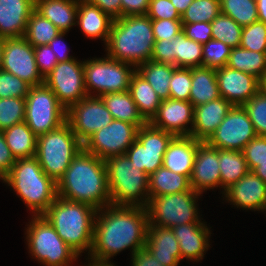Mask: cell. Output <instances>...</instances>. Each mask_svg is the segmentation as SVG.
Masks as SVG:
<instances>
[{"instance_id":"41","label":"cell","mask_w":266,"mask_h":266,"mask_svg":"<svg viewBox=\"0 0 266 266\" xmlns=\"http://www.w3.org/2000/svg\"><path fill=\"white\" fill-rule=\"evenodd\" d=\"M221 13L220 0H193L181 16L182 23H211Z\"/></svg>"},{"instance_id":"8","label":"cell","mask_w":266,"mask_h":266,"mask_svg":"<svg viewBox=\"0 0 266 266\" xmlns=\"http://www.w3.org/2000/svg\"><path fill=\"white\" fill-rule=\"evenodd\" d=\"M33 217L25 233L32 256L45 266H70L79 255L61 239L43 215Z\"/></svg>"},{"instance_id":"50","label":"cell","mask_w":266,"mask_h":266,"mask_svg":"<svg viewBox=\"0 0 266 266\" xmlns=\"http://www.w3.org/2000/svg\"><path fill=\"white\" fill-rule=\"evenodd\" d=\"M147 16L157 20H181V16L170 0H150Z\"/></svg>"},{"instance_id":"6","label":"cell","mask_w":266,"mask_h":266,"mask_svg":"<svg viewBox=\"0 0 266 266\" xmlns=\"http://www.w3.org/2000/svg\"><path fill=\"white\" fill-rule=\"evenodd\" d=\"M111 205L146 207L149 202V176L132 167L124 155L105 160Z\"/></svg>"},{"instance_id":"4","label":"cell","mask_w":266,"mask_h":266,"mask_svg":"<svg viewBox=\"0 0 266 266\" xmlns=\"http://www.w3.org/2000/svg\"><path fill=\"white\" fill-rule=\"evenodd\" d=\"M96 213L97 210L88 204L57 196L43 216L61 239L81 255L84 250L91 251Z\"/></svg>"},{"instance_id":"13","label":"cell","mask_w":266,"mask_h":266,"mask_svg":"<svg viewBox=\"0 0 266 266\" xmlns=\"http://www.w3.org/2000/svg\"><path fill=\"white\" fill-rule=\"evenodd\" d=\"M44 83L56 95L59 103L68 110L86 96L83 62L75 58L59 62L44 78Z\"/></svg>"},{"instance_id":"64","label":"cell","mask_w":266,"mask_h":266,"mask_svg":"<svg viewBox=\"0 0 266 266\" xmlns=\"http://www.w3.org/2000/svg\"><path fill=\"white\" fill-rule=\"evenodd\" d=\"M3 51H4V38L0 37V69H1Z\"/></svg>"},{"instance_id":"55","label":"cell","mask_w":266,"mask_h":266,"mask_svg":"<svg viewBox=\"0 0 266 266\" xmlns=\"http://www.w3.org/2000/svg\"><path fill=\"white\" fill-rule=\"evenodd\" d=\"M87 3L98 6L112 19L121 18V0H84Z\"/></svg>"},{"instance_id":"31","label":"cell","mask_w":266,"mask_h":266,"mask_svg":"<svg viewBox=\"0 0 266 266\" xmlns=\"http://www.w3.org/2000/svg\"><path fill=\"white\" fill-rule=\"evenodd\" d=\"M112 118L136 125L138 128L147 122L138 112L136 103L129 91L106 93L100 96Z\"/></svg>"},{"instance_id":"1","label":"cell","mask_w":266,"mask_h":266,"mask_svg":"<svg viewBox=\"0 0 266 266\" xmlns=\"http://www.w3.org/2000/svg\"><path fill=\"white\" fill-rule=\"evenodd\" d=\"M148 225L146 207L110 204L97 210L88 259L110 262L111 257L130 247L135 254L145 248Z\"/></svg>"},{"instance_id":"56","label":"cell","mask_w":266,"mask_h":266,"mask_svg":"<svg viewBox=\"0 0 266 266\" xmlns=\"http://www.w3.org/2000/svg\"><path fill=\"white\" fill-rule=\"evenodd\" d=\"M15 162L16 159L6 143L4 134L0 131V169L7 174Z\"/></svg>"},{"instance_id":"2","label":"cell","mask_w":266,"mask_h":266,"mask_svg":"<svg viewBox=\"0 0 266 266\" xmlns=\"http://www.w3.org/2000/svg\"><path fill=\"white\" fill-rule=\"evenodd\" d=\"M57 196L96 210L111 204L105 160L82 149L57 182Z\"/></svg>"},{"instance_id":"19","label":"cell","mask_w":266,"mask_h":266,"mask_svg":"<svg viewBox=\"0 0 266 266\" xmlns=\"http://www.w3.org/2000/svg\"><path fill=\"white\" fill-rule=\"evenodd\" d=\"M220 96L233 106H243L258 91V79L250 74L227 66L216 69Z\"/></svg>"},{"instance_id":"20","label":"cell","mask_w":266,"mask_h":266,"mask_svg":"<svg viewBox=\"0 0 266 266\" xmlns=\"http://www.w3.org/2000/svg\"><path fill=\"white\" fill-rule=\"evenodd\" d=\"M190 185L199 194L203 190L221 186L218 148L210 146L207 142L198 145Z\"/></svg>"},{"instance_id":"16","label":"cell","mask_w":266,"mask_h":266,"mask_svg":"<svg viewBox=\"0 0 266 266\" xmlns=\"http://www.w3.org/2000/svg\"><path fill=\"white\" fill-rule=\"evenodd\" d=\"M112 120V115L100 96L93 95H88L72 105L66 114V121L82 143L98 130L108 126Z\"/></svg>"},{"instance_id":"58","label":"cell","mask_w":266,"mask_h":266,"mask_svg":"<svg viewBox=\"0 0 266 266\" xmlns=\"http://www.w3.org/2000/svg\"><path fill=\"white\" fill-rule=\"evenodd\" d=\"M66 34V32H60L54 39H52L50 42H49V46L50 48L53 50V53L55 54V56L57 57V62H65V61H69L71 59H74V57L72 56H68V49L66 47V44H64V41H62L61 43V40L63 39V36ZM60 46L62 45V53L59 52L57 46ZM61 48V47H60ZM67 50V51H65Z\"/></svg>"},{"instance_id":"15","label":"cell","mask_w":266,"mask_h":266,"mask_svg":"<svg viewBox=\"0 0 266 266\" xmlns=\"http://www.w3.org/2000/svg\"><path fill=\"white\" fill-rule=\"evenodd\" d=\"M257 133L243 106H232L216 131L206 141L223 150L242 151Z\"/></svg>"},{"instance_id":"38","label":"cell","mask_w":266,"mask_h":266,"mask_svg":"<svg viewBox=\"0 0 266 266\" xmlns=\"http://www.w3.org/2000/svg\"><path fill=\"white\" fill-rule=\"evenodd\" d=\"M61 31L35 9L30 14L24 38L33 46L48 45Z\"/></svg>"},{"instance_id":"42","label":"cell","mask_w":266,"mask_h":266,"mask_svg":"<svg viewBox=\"0 0 266 266\" xmlns=\"http://www.w3.org/2000/svg\"><path fill=\"white\" fill-rule=\"evenodd\" d=\"M25 98H0V131L24 122Z\"/></svg>"},{"instance_id":"52","label":"cell","mask_w":266,"mask_h":266,"mask_svg":"<svg viewBox=\"0 0 266 266\" xmlns=\"http://www.w3.org/2000/svg\"><path fill=\"white\" fill-rule=\"evenodd\" d=\"M182 32L191 40L205 44L212 39V27L209 22L182 23Z\"/></svg>"},{"instance_id":"32","label":"cell","mask_w":266,"mask_h":266,"mask_svg":"<svg viewBox=\"0 0 266 266\" xmlns=\"http://www.w3.org/2000/svg\"><path fill=\"white\" fill-rule=\"evenodd\" d=\"M149 198L189 191L190 179L161 166L149 175Z\"/></svg>"},{"instance_id":"44","label":"cell","mask_w":266,"mask_h":266,"mask_svg":"<svg viewBox=\"0 0 266 266\" xmlns=\"http://www.w3.org/2000/svg\"><path fill=\"white\" fill-rule=\"evenodd\" d=\"M240 47L266 53V24L261 21L244 26L241 33Z\"/></svg>"},{"instance_id":"9","label":"cell","mask_w":266,"mask_h":266,"mask_svg":"<svg viewBox=\"0 0 266 266\" xmlns=\"http://www.w3.org/2000/svg\"><path fill=\"white\" fill-rule=\"evenodd\" d=\"M198 196L200 194L191 188L181 193L149 198L146 206L149 224L172 228L186 223H199Z\"/></svg>"},{"instance_id":"59","label":"cell","mask_w":266,"mask_h":266,"mask_svg":"<svg viewBox=\"0 0 266 266\" xmlns=\"http://www.w3.org/2000/svg\"><path fill=\"white\" fill-rule=\"evenodd\" d=\"M170 1L175 6L180 16H182L187 7L193 2V0H170Z\"/></svg>"},{"instance_id":"23","label":"cell","mask_w":266,"mask_h":266,"mask_svg":"<svg viewBox=\"0 0 266 266\" xmlns=\"http://www.w3.org/2000/svg\"><path fill=\"white\" fill-rule=\"evenodd\" d=\"M232 104L223 97L194 107V123L190 136L206 142L226 117Z\"/></svg>"},{"instance_id":"12","label":"cell","mask_w":266,"mask_h":266,"mask_svg":"<svg viewBox=\"0 0 266 266\" xmlns=\"http://www.w3.org/2000/svg\"><path fill=\"white\" fill-rule=\"evenodd\" d=\"M174 137L173 134L146 123L138 128L136 139L125 155L132 162V167L149 176L163 166L164 154Z\"/></svg>"},{"instance_id":"3","label":"cell","mask_w":266,"mask_h":266,"mask_svg":"<svg viewBox=\"0 0 266 266\" xmlns=\"http://www.w3.org/2000/svg\"><path fill=\"white\" fill-rule=\"evenodd\" d=\"M155 37L147 15L114 19L106 43L107 55L137 68L151 59Z\"/></svg>"},{"instance_id":"61","label":"cell","mask_w":266,"mask_h":266,"mask_svg":"<svg viewBox=\"0 0 266 266\" xmlns=\"http://www.w3.org/2000/svg\"><path fill=\"white\" fill-rule=\"evenodd\" d=\"M253 172L266 183V162H260Z\"/></svg>"},{"instance_id":"65","label":"cell","mask_w":266,"mask_h":266,"mask_svg":"<svg viewBox=\"0 0 266 266\" xmlns=\"http://www.w3.org/2000/svg\"><path fill=\"white\" fill-rule=\"evenodd\" d=\"M0 179L6 182V174L0 169Z\"/></svg>"},{"instance_id":"60","label":"cell","mask_w":266,"mask_h":266,"mask_svg":"<svg viewBox=\"0 0 266 266\" xmlns=\"http://www.w3.org/2000/svg\"><path fill=\"white\" fill-rule=\"evenodd\" d=\"M258 21L266 24V0H257Z\"/></svg>"},{"instance_id":"5","label":"cell","mask_w":266,"mask_h":266,"mask_svg":"<svg viewBox=\"0 0 266 266\" xmlns=\"http://www.w3.org/2000/svg\"><path fill=\"white\" fill-rule=\"evenodd\" d=\"M5 183L21 197L34 216L43 215L57 197V183L44 173L35 156L16 159L6 174Z\"/></svg>"},{"instance_id":"47","label":"cell","mask_w":266,"mask_h":266,"mask_svg":"<svg viewBox=\"0 0 266 266\" xmlns=\"http://www.w3.org/2000/svg\"><path fill=\"white\" fill-rule=\"evenodd\" d=\"M31 87L12 73L0 69V98H26Z\"/></svg>"},{"instance_id":"34","label":"cell","mask_w":266,"mask_h":266,"mask_svg":"<svg viewBox=\"0 0 266 266\" xmlns=\"http://www.w3.org/2000/svg\"><path fill=\"white\" fill-rule=\"evenodd\" d=\"M175 68L174 65L149 60L139 65L136 71L147 80L163 101L170 98L169 84Z\"/></svg>"},{"instance_id":"37","label":"cell","mask_w":266,"mask_h":266,"mask_svg":"<svg viewBox=\"0 0 266 266\" xmlns=\"http://www.w3.org/2000/svg\"><path fill=\"white\" fill-rule=\"evenodd\" d=\"M226 66L250 74L259 80L266 70V53L235 47L231 49Z\"/></svg>"},{"instance_id":"10","label":"cell","mask_w":266,"mask_h":266,"mask_svg":"<svg viewBox=\"0 0 266 266\" xmlns=\"http://www.w3.org/2000/svg\"><path fill=\"white\" fill-rule=\"evenodd\" d=\"M25 103L24 121L36 136L55 130L66 122L67 110L45 83L32 86Z\"/></svg>"},{"instance_id":"33","label":"cell","mask_w":266,"mask_h":266,"mask_svg":"<svg viewBox=\"0 0 266 266\" xmlns=\"http://www.w3.org/2000/svg\"><path fill=\"white\" fill-rule=\"evenodd\" d=\"M2 132L15 159L35 156L37 136L28 127L25 121L15 124Z\"/></svg>"},{"instance_id":"40","label":"cell","mask_w":266,"mask_h":266,"mask_svg":"<svg viewBox=\"0 0 266 266\" xmlns=\"http://www.w3.org/2000/svg\"><path fill=\"white\" fill-rule=\"evenodd\" d=\"M211 27L212 39L221 41L231 48L240 46L243 27L231 17L220 13L212 20Z\"/></svg>"},{"instance_id":"11","label":"cell","mask_w":266,"mask_h":266,"mask_svg":"<svg viewBox=\"0 0 266 266\" xmlns=\"http://www.w3.org/2000/svg\"><path fill=\"white\" fill-rule=\"evenodd\" d=\"M131 64L112 59L108 55L106 58H94L83 61L85 88L89 96L91 90H96L101 96L106 93L126 92L132 74L136 68Z\"/></svg>"},{"instance_id":"43","label":"cell","mask_w":266,"mask_h":266,"mask_svg":"<svg viewBox=\"0 0 266 266\" xmlns=\"http://www.w3.org/2000/svg\"><path fill=\"white\" fill-rule=\"evenodd\" d=\"M231 47L225 43L211 39L202 45V67L219 69L226 66L231 52Z\"/></svg>"},{"instance_id":"27","label":"cell","mask_w":266,"mask_h":266,"mask_svg":"<svg viewBox=\"0 0 266 266\" xmlns=\"http://www.w3.org/2000/svg\"><path fill=\"white\" fill-rule=\"evenodd\" d=\"M76 25H79L83 33L89 38H103L105 45L109 38L113 20L98 6L78 0Z\"/></svg>"},{"instance_id":"26","label":"cell","mask_w":266,"mask_h":266,"mask_svg":"<svg viewBox=\"0 0 266 266\" xmlns=\"http://www.w3.org/2000/svg\"><path fill=\"white\" fill-rule=\"evenodd\" d=\"M201 142L192 136L174 137L164 154L163 166L190 179L197 148Z\"/></svg>"},{"instance_id":"63","label":"cell","mask_w":266,"mask_h":266,"mask_svg":"<svg viewBox=\"0 0 266 266\" xmlns=\"http://www.w3.org/2000/svg\"><path fill=\"white\" fill-rule=\"evenodd\" d=\"M88 266H115L113 263L110 262H99L91 260Z\"/></svg>"},{"instance_id":"39","label":"cell","mask_w":266,"mask_h":266,"mask_svg":"<svg viewBox=\"0 0 266 266\" xmlns=\"http://www.w3.org/2000/svg\"><path fill=\"white\" fill-rule=\"evenodd\" d=\"M221 13L244 27L258 21L257 3L253 0H220Z\"/></svg>"},{"instance_id":"21","label":"cell","mask_w":266,"mask_h":266,"mask_svg":"<svg viewBox=\"0 0 266 266\" xmlns=\"http://www.w3.org/2000/svg\"><path fill=\"white\" fill-rule=\"evenodd\" d=\"M222 192L226 200L243 210L266 211V183L253 171Z\"/></svg>"},{"instance_id":"30","label":"cell","mask_w":266,"mask_h":266,"mask_svg":"<svg viewBox=\"0 0 266 266\" xmlns=\"http://www.w3.org/2000/svg\"><path fill=\"white\" fill-rule=\"evenodd\" d=\"M191 78L189 102L194 107L221 97L215 69L208 67L191 68Z\"/></svg>"},{"instance_id":"54","label":"cell","mask_w":266,"mask_h":266,"mask_svg":"<svg viewBox=\"0 0 266 266\" xmlns=\"http://www.w3.org/2000/svg\"><path fill=\"white\" fill-rule=\"evenodd\" d=\"M150 0H121V17L147 15Z\"/></svg>"},{"instance_id":"45","label":"cell","mask_w":266,"mask_h":266,"mask_svg":"<svg viewBox=\"0 0 266 266\" xmlns=\"http://www.w3.org/2000/svg\"><path fill=\"white\" fill-rule=\"evenodd\" d=\"M246 109L258 136H266V94L258 91L247 103Z\"/></svg>"},{"instance_id":"24","label":"cell","mask_w":266,"mask_h":266,"mask_svg":"<svg viewBox=\"0 0 266 266\" xmlns=\"http://www.w3.org/2000/svg\"><path fill=\"white\" fill-rule=\"evenodd\" d=\"M145 248L164 266H178L182 260L178 240L171 228L149 224Z\"/></svg>"},{"instance_id":"7","label":"cell","mask_w":266,"mask_h":266,"mask_svg":"<svg viewBox=\"0 0 266 266\" xmlns=\"http://www.w3.org/2000/svg\"><path fill=\"white\" fill-rule=\"evenodd\" d=\"M82 149L83 143L66 121L55 130L37 136L35 157L44 173L57 183Z\"/></svg>"},{"instance_id":"46","label":"cell","mask_w":266,"mask_h":266,"mask_svg":"<svg viewBox=\"0 0 266 266\" xmlns=\"http://www.w3.org/2000/svg\"><path fill=\"white\" fill-rule=\"evenodd\" d=\"M191 85V68L176 67L169 84L170 98L189 101Z\"/></svg>"},{"instance_id":"25","label":"cell","mask_w":266,"mask_h":266,"mask_svg":"<svg viewBox=\"0 0 266 266\" xmlns=\"http://www.w3.org/2000/svg\"><path fill=\"white\" fill-rule=\"evenodd\" d=\"M203 222L186 223L172 227V231L178 240L181 258L199 261L203 259L205 251L209 248L210 230Z\"/></svg>"},{"instance_id":"57","label":"cell","mask_w":266,"mask_h":266,"mask_svg":"<svg viewBox=\"0 0 266 266\" xmlns=\"http://www.w3.org/2000/svg\"><path fill=\"white\" fill-rule=\"evenodd\" d=\"M132 266H164L143 248L132 255Z\"/></svg>"},{"instance_id":"36","label":"cell","mask_w":266,"mask_h":266,"mask_svg":"<svg viewBox=\"0 0 266 266\" xmlns=\"http://www.w3.org/2000/svg\"><path fill=\"white\" fill-rule=\"evenodd\" d=\"M219 168L224 191L249 172L242 151L236 150L219 149Z\"/></svg>"},{"instance_id":"28","label":"cell","mask_w":266,"mask_h":266,"mask_svg":"<svg viewBox=\"0 0 266 266\" xmlns=\"http://www.w3.org/2000/svg\"><path fill=\"white\" fill-rule=\"evenodd\" d=\"M35 10L67 33L76 25L78 0H35Z\"/></svg>"},{"instance_id":"22","label":"cell","mask_w":266,"mask_h":266,"mask_svg":"<svg viewBox=\"0 0 266 266\" xmlns=\"http://www.w3.org/2000/svg\"><path fill=\"white\" fill-rule=\"evenodd\" d=\"M34 9L35 0H0V37H23Z\"/></svg>"},{"instance_id":"35","label":"cell","mask_w":266,"mask_h":266,"mask_svg":"<svg viewBox=\"0 0 266 266\" xmlns=\"http://www.w3.org/2000/svg\"><path fill=\"white\" fill-rule=\"evenodd\" d=\"M170 41L174 66L181 68L202 67V44L187 38L183 32Z\"/></svg>"},{"instance_id":"62","label":"cell","mask_w":266,"mask_h":266,"mask_svg":"<svg viewBox=\"0 0 266 266\" xmlns=\"http://www.w3.org/2000/svg\"><path fill=\"white\" fill-rule=\"evenodd\" d=\"M259 82V91L266 94V70L262 73Z\"/></svg>"},{"instance_id":"51","label":"cell","mask_w":266,"mask_h":266,"mask_svg":"<svg viewBox=\"0 0 266 266\" xmlns=\"http://www.w3.org/2000/svg\"><path fill=\"white\" fill-rule=\"evenodd\" d=\"M34 54L38 71L45 78L57 65V57L49 45L34 47Z\"/></svg>"},{"instance_id":"49","label":"cell","mask_w":266,"mask_h":266,"mask_svg":"<svg viewBox=\"0 0 266 266\" xmlns=\"http://www.w3.org/2000/svg\"><path fill=\"white\" fill-rule=\"evenodd\" d=\"M155 41L171 40L183 30L181 20L151 19Z\"/></svg>"},{"instance_id":"53","label":"cell","mask_w":266,"mask_h":266,"mask_svg":"<svg viewBox=\"0 0 266 266\" xmlns=\"http://www.w3.org/2000/svg\"><path fill=\"white\" fill-rule=\"evenodd\" d=\"M154 62L173 65L172 43L170 40L155 41L151 59Z\"/></svg>"},{"instance_id":"18","label":"cell","mask_w":266,"mask_h":266,"mask_svg":"<svg viewBox=\"0 0 266 266\" xmlns=\"http://www.w3.org/2000/svg\"><path fill=\"white\" fill-rule=\"evenodd\" d=\"M149 123L175 137L190 136L194 123V106L189 101L168 98L161 101L157 114ZM189 123L190 129L186 127Z\"/></svg>"},{"instance_id":"17","label":"cell","mask_w":266,"mask_h":266,"mask_svg":"<svg viewBox=\"0 0 266 266\" xmlns=\"http://www.w3.org/2000/svg\"><path fill=\"white\" fill-rule=\"evenodd\" d=\"M1 69L31 86L44 83L35 61L34 47L24 37L4 39Z\"/></svg>"},{"instance_id":"29","label":"cell","mask_w":266,"mask_h":266,"mask_svg":"<svg viewBox=\"0 0 266 266\" xmlns=\"http://www.w3.org/2000/svg\"><path fill=\"white\" fill-rule=\"evenodd\" d=\"M128 91L136 103L138 112L149 123L157 114L162 100L147 80L137 71L131 76Z\"/></svg>"},{"instance_id":"48","label":"cell","mask_w":266,"mask_h":266,"mask_svg":"<svg viewBox=\"0 0 266 266\" xmlns=\"http://www.w3.org/2000/svg\"><path fill=\"white\" fill-rule=\"evenodd\" d=\"M249 171L266 162V136H256L242 150Z\"/></svg>"},{"instance_id":"14","label":"cell","mask_w":266,"mask_h":266,"mask_svg":"<svg viewBox=\"0 0 266 266\" xmlns=\"http://www.w3.org/2000/svg\"><path fill=\"white\" fill-rule=\"evenodd\" d=\"M138 127L132 123L113 119L112 122L91 135L83 149L102 160L124 155L136 139Z\"/></svg>"}]
</instances>
